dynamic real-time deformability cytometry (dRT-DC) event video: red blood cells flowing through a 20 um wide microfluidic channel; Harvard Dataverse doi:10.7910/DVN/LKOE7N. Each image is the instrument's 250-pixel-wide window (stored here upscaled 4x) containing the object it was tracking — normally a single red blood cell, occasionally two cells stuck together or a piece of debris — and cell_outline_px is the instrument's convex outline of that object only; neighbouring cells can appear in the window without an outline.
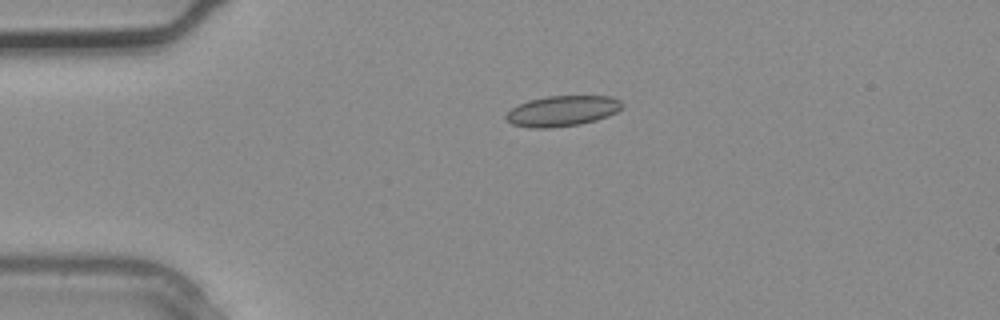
{"species": "common noctule bat (a hibernating species)", "species_latin": "Nyctalus noctula", "temperature_condition": "warm", "stored_images_in_passage": 3, "camera_frame_rate_fps": 3000, "um_per_image_px": 0.085, "animal": {"sex": "male", "body_mass_g": 20.4}, "frame": {"image": 1, "passage_image": 2, "time_ms": 0.333, "image_size_px": [1000, 320], "cell_outline_px": [[624, 104], [616, 112], [608, 116], [596, 120], [580, 124], [552, 128], [528, 128], [512, 124], [504, 116], [512, 108], [528, 100], [548, 96], [612, 96], [620, 100]], "centroid_in_image_um": [47.8, 9.43], "position_along_channel_um": 37.2, "area_um2": 20.69}}
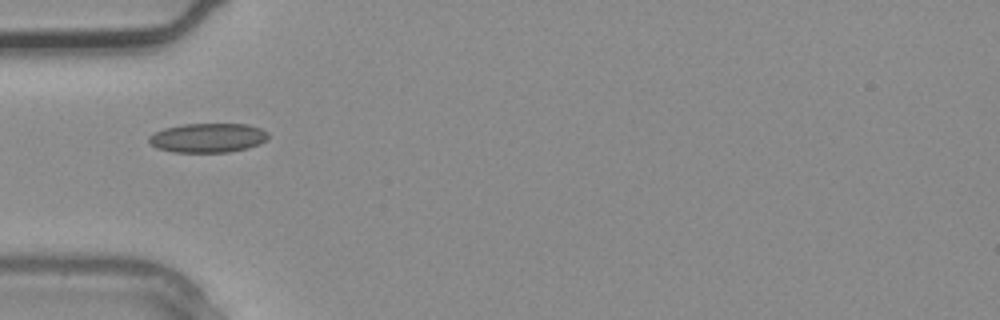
{"frame": {"image": 2, "passage_image": 3, "time_ms": 0.667, "image_size_px": [1000, 320], "cell_outline_px": [[268, 136], [260, 144], [248, 148], [228, 152], [172, 152], [156, 148], [148, 140], [148, 136], [152, 132], [164, 128], [184, 124], [248, 124], [260, 128], [268, 132]], "centroid_in_image_um": [17.64, 11.71], "position_along_channel_um": 67.4, "area_um2": 20.46}}